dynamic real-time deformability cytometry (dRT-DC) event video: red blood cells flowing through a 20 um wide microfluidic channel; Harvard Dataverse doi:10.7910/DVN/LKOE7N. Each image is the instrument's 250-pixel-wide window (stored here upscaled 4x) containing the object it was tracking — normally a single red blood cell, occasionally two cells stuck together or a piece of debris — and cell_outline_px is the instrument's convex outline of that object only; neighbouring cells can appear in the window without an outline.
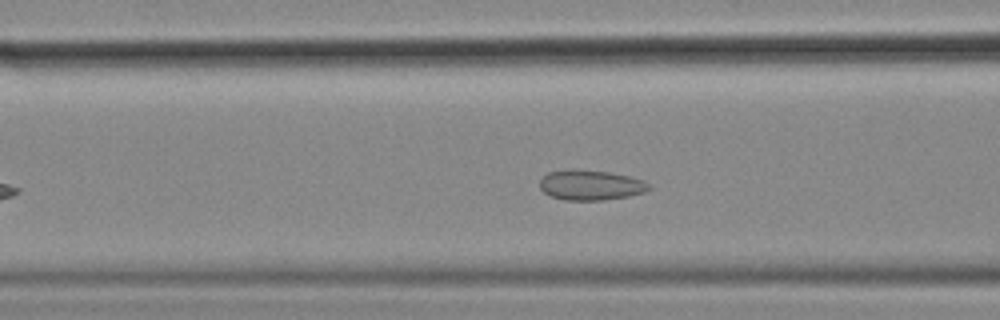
{"species": "common noctule bat (a hibernating species)", "species_latin": "Nyctalus noctula", "temperature_condition": "cold", "stored_images_in_passage": 40, "camera_frame_rate_fps": 3000, "um_per_image_px": 0.085, "animal": {"sex": "female", "body_mass_g": 18.4}, "frame": {"image": 1, "passage_image": 10, "time_ms": 3.0, "image_size_px": [1000, 320], "cell_outline_px": [[652, 188], [644, 192], [628, 196], [604, 200], [564, 200], [552, 196], [544, 192], [540, 188], [540, 180], [548, 172], [608, 172], [628, 176], [644, 180], [652, 184]], "centroid_in_image_um": [50.29, 15.78], "position_along_channel_um": 116.3, "area_um2": 18.44}}
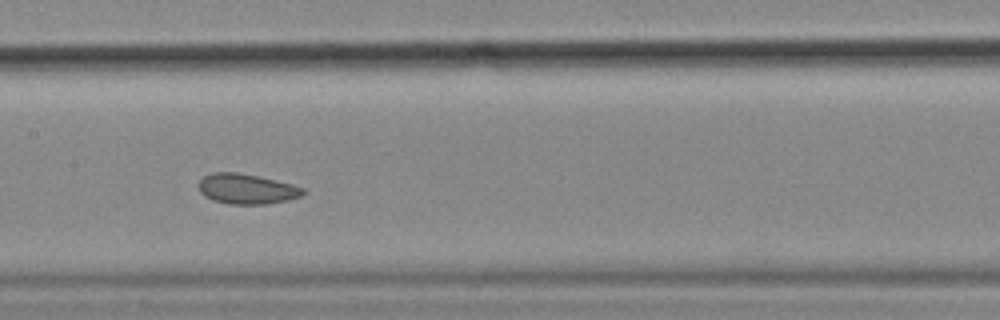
{"frame": {"image": 2, "passage_image": 16, "time_ms": 5.0, "image_size_px": [1000, 320], "cell_outline_px": [[308, 192], [300, 196], [288, 200], [268, 204], [228, 204], [212, 200], [204, 196], [200, 192], [200, 180], [204, 176], [212, 172], [236, 172], [256, 176], [292, 184], [304, 188]], "centroid_in_image_um": [20.98, 16.07], "position_along_channel_um": 186.4, "area_um2": 18.32}}
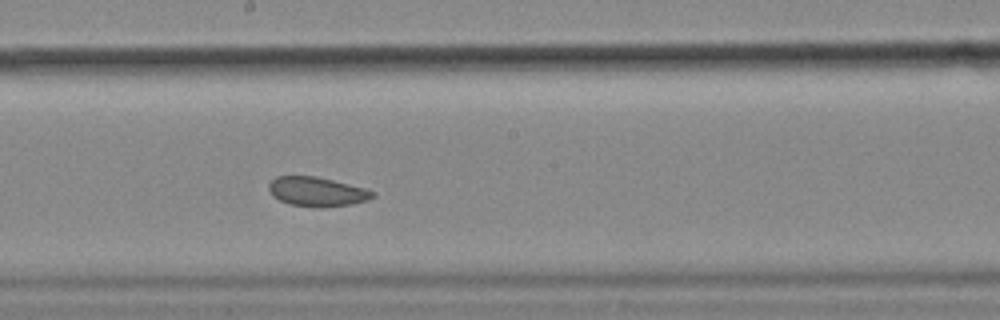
{"frame": {"image": 3, "passage_image": 19, "time_ms": 6.0, "image_size_px": [1000, 320], "cell_outline_px": [[376, 196], [368, 200], [352, 204], [324, 208], [320, 208], [288, 204], [272, 196], [268, 188], [268, 184], [276, 176], [316, 176], [364, 188], [376, 192]], "centroid_in_image_um": [26.94, 16.3], "position_along_channel_um": 221.3, "area_um2": 17.92}, "authors_computed_cell_mechanics": {"area_um2": 18.5538, "velocity_mm_per_s": 3.5081, "shape_relaxation_time_tau1_ms": null, "shape_relaxation_time_tau2_ms": 2.1914, "deformation_change_tau1": null, "deformation_change_tau2": 0.0578}}